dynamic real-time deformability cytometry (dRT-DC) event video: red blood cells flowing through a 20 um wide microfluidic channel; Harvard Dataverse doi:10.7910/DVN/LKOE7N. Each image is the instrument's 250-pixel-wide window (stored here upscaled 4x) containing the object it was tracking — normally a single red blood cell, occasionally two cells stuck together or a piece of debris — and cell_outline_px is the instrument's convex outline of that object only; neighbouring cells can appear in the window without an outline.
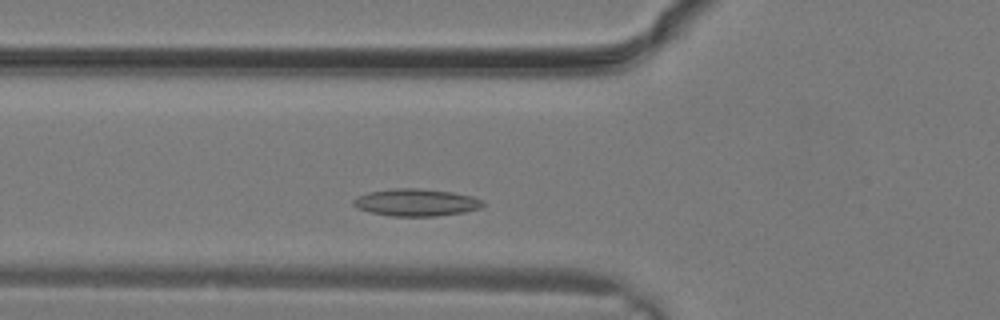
{"species": "common noctule bat (a hibernating species)", "species_latin": "Nyctalus noctula", "temperature_condition": "warm", "stored_images_in_passage": 8, "camera_frame_rate_fps": 3000, "um_per_image_px": 0.085, "animal": {"sex": "male", "body_mass_g": 19.2, "forearm_length_mm": 51.8}, "frame": {"image": 1, "passage_image": 4, "time_ms": 1.0, "image_size_px": [1000, 320], "cell_outline_px": [[484, 204], [480, 208], [464, 212], [436, 216], [392, 216], [368, 212], [352, 204], [352, 200], [356, 196], [368, 192], [396, 188], [420, 188], [452, 192], [472, 196], [484, 200]], "centroid_in_image_um": [35.37, 17.2], "position_along_channel_um": 90.4, "area_um2": 20.63}}
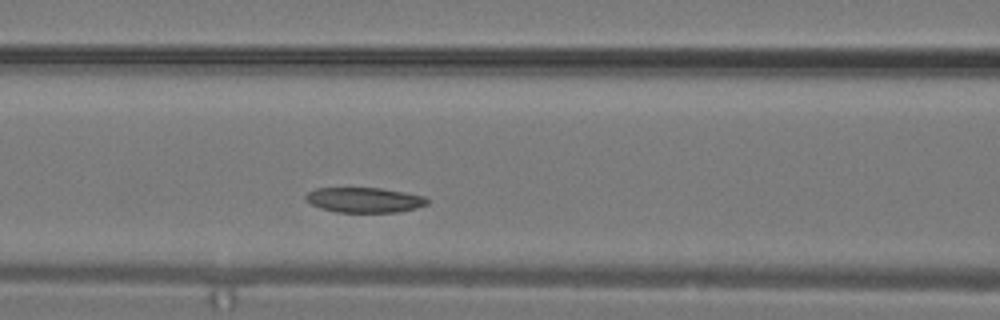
{"frame": {"image": 2, "passage_image": 6, "time_ms": 1.667, "image_size_px": [1000, 320], "cell_outline_px": [[428, 204], [416, 208], [396, 212], [336, 212], [320, 208], [304, 200], [304, 196], [308, 192], [316, 188], [380, 188], [404, 192], [424, 196], [428, 200]], "centroid_in_image_um": [30.94, 16.99], "position_along_channel_um": 135.7, "area_um2": 17.74}}
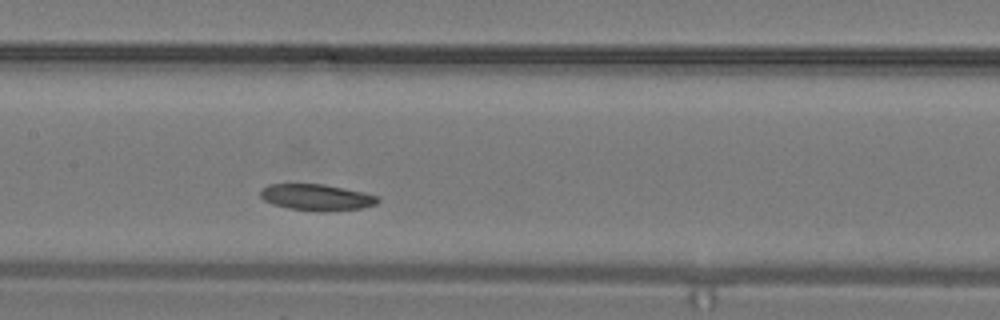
{"frame": {"image": 3, "passage_image": 8, "time_ms": 2.333, "image_size_px": [1000, 320], "cell_outline_px": [[380, 200], [376, 204], [360, 208], [328, 212], [316, 212], [288, 208], [272, 204], [264, 200], [260, 196], [260, 188], [268, 184], [324, 184], [364, 192], [380, 196]], "centroid_in_image_um": [26.91, 16.78], "position_along_channel_um": 180.5, "area_um2": 18.32}}